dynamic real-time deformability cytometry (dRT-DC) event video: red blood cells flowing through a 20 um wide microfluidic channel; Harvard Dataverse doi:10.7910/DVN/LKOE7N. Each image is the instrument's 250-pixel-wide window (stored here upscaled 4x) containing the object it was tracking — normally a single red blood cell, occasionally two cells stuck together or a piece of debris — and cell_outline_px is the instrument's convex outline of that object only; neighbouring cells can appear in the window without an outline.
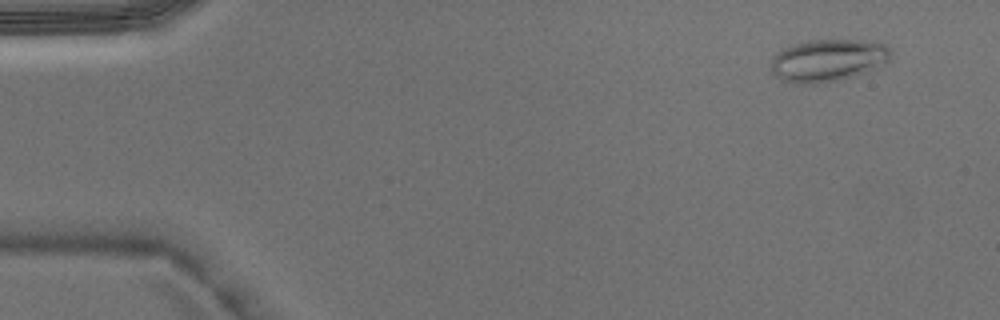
{"species": "Egyptian fruit bat (a non-hibernating species)", "species_latin": "Rousettus aegyptiacus", "temperature_condition": "warm", "stored_images_in_passage": 4, "camera_frame_rate_fps": 3000, "um_per_image_px": 0.085, "animal": {"sex": "male"}, "frame": {"image": 1, "passage_image": 1, "time_ms": 0.0, "image_size_px": [1000, 320], "cell_outline_px": [[892, 56], [888, 60], [872, 68], [852, 76], [836, 80], [812, 84], [804, 84], [784, 80], [776, 76], [768, 68], [772, 60], [780, 48], [808, 40], [860, 40], [884, 44], [892, 48]], "centroid_in_image_um": [70.33, 5.1], "position_along_channel_um": 14.7, "area_um2": 29.25}}